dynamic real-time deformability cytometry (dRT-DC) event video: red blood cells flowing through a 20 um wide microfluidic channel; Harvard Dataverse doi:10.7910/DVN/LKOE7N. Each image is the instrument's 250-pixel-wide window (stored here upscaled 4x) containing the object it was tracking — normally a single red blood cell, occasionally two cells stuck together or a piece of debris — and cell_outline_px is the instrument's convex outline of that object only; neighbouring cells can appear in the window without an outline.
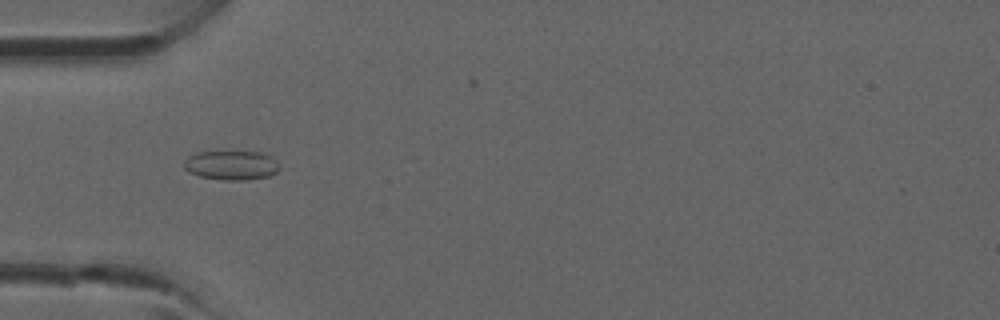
{"species": "common noctule bat (a hibernating species)", "species_latin": "Nyctalus noctula", "temperature_condition": "room temperature", "stored_images_in_passage": 3, "camera_frame_rate_fps": 3000, "um_per_image_px": 0.085, "animal": {"sex": "male", "forearm_length_mm": 52.5}, "frame": {"image": 1, "passage_image": 2, "time_ms": 1.333, "image_size_px": [1000, 320], "cell_outline_px": [[276, 172], [268, 176], [244, 180], [224, 180], [200, 176], [188, 172], [184, 168], [184, 160], [188, 156], [196, 152], [260, 152], [276, 160]], "centroid_in_image_um": [19.59, 14.05], "position_along_channel_um": 65.4, "area_um2": 16.01}}
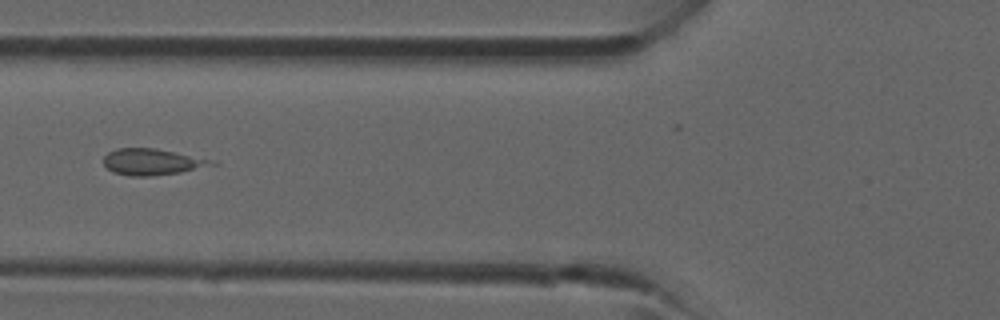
{"frame": {"image": 2, "passage_image": 3, "time_ms": 2.333, "image_size_px": [1000, 320], "cell_outline_px": [[220, 164], [180, 172], [148, 176], [132, 176], [112, 172], [104, 164], [104, 156], [108, 152], [116, 148], [156, 148], [216, 160]], "centroid_in_image_um": [12.97, 13.75], "position_along_channel_um": 112.8, "area_um2": 16.65}}